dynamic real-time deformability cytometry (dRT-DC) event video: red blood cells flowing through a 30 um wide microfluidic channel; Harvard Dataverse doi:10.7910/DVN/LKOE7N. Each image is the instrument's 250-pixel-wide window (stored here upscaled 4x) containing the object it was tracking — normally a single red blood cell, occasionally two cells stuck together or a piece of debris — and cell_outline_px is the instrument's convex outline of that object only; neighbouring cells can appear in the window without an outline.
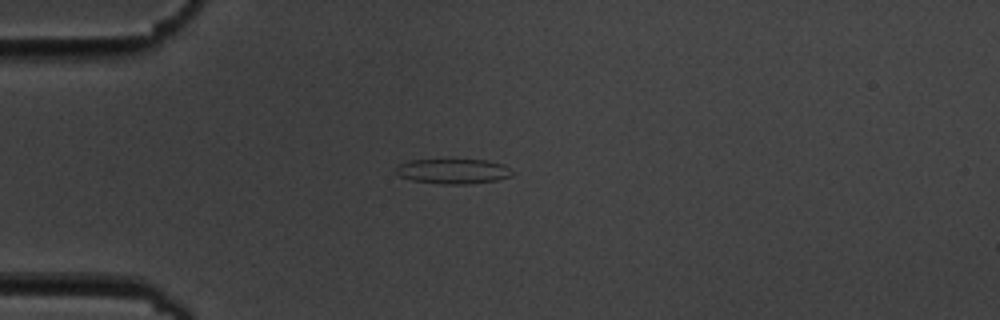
{"species": "common noctule bat (a hibernating species)", "species_latin": "Nyctalus noctula", "temperature_condition": "cold", "stored_images_in_passage": 14, "camera_frame_rate_fps": 3000, "um_per_image_px": 0.085, "animal": {"sex": "male", "body_mass_g": 19.5, "forearm_length_mm": 54.6}, "frame": {"image": 1, "passage_image": 3, "time_ms": 3.333, "image_size_px": [1000, 320], "cell_outline_px": [[512, 176], [496, 180], [468, 184], [440, 184], [412, 180], [400, 176], [396, 172], [396, 168], [400, 164], [408, 160], [488, 160], [504, 164], [512, 172]], "centroid_in_image_um": [38.52, 14.56], "position_along_channel_um": 46.5, "area_um2": 16.82}}
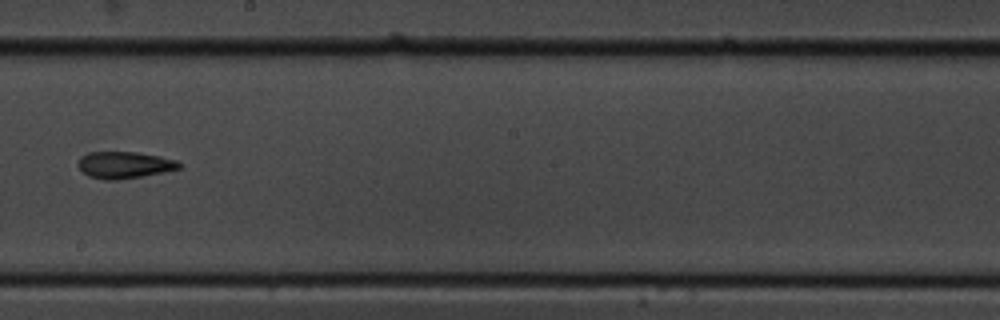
{"frame": {"image": 2, "passage_image": 8, "time_ms": 9.333, "image_size_px": [1000, 320], "cell_outline_px": [[180, 168], [164, 172], [116, 180], [104, 180], [88, 176], [76, 164], [80, 156], [88, 152], [136, 152], [160, 156], [176, 160], [180, 164]], "centroid_in_image_um": [10.53, 14.01], "position_along_channel_um": 237.7, "area_um2": 15.72}}
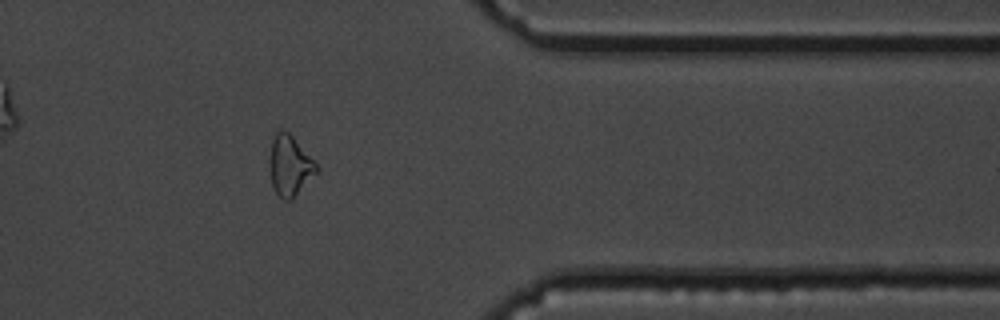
{"frame": {"image": 3, "passage_image": 12, "time_ms": 14.0, "image_size_px": [1000, 320], "cell_outline_px": [[320, 168], [292, 200], [284, 200], [276, 192], [272, 184], [272, 140], [276, 132], [280, 128], [288, 132], [292, 136]], "centroid_in_image_um": [24.67, 14.09], "position_along_channel_um": 386.7, "area_um2": 15.72}, "authors_computed_cell_mechanics": {"area_um2": 16.4152, "velocity_mm_per_s": 3.4904, "shape_relaxation_time_tau1_ms": 3.8192, "shape_relaxation_time_tau2_ms": 4.3936, "deformation_change_tau1": 0.0973, "deformation_change_tau2": 0.1226}}